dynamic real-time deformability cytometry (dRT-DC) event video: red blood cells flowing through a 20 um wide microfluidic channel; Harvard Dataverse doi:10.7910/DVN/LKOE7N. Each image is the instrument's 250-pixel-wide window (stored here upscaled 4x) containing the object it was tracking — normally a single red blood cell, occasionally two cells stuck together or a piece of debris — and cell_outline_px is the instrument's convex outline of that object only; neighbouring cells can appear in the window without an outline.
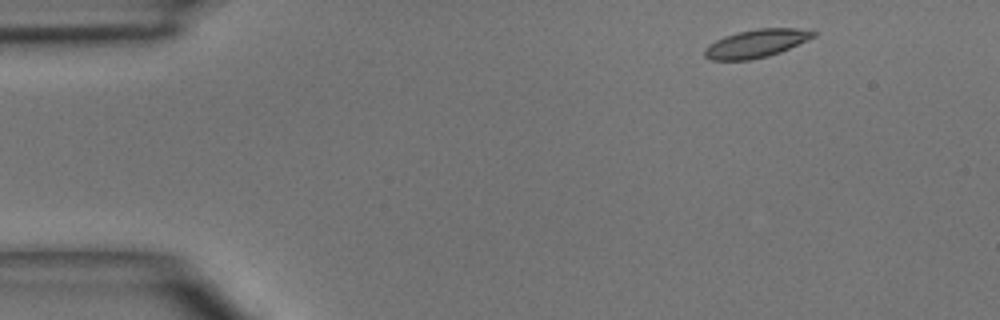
{"species": "common noctule bat (a hibernating species)", "species_latin": "Nyctalus noctula", "temperature_condition": "room temperature", "stored_images_in_passage": 3, "camera_frame_rate_fps": 3000, "um_per_image_px": 0.085, "animal": {"sex": "male", "body_mass_g": 15.6}, "frame": {"image": 1, "passage_image": 1, "time_ms": 0.0, "image_size_px": [1000, 320], "cell_outline_px": [[816, 36], [780, 52], [768, 56], [748, 60], [712, 60], [704, 56], [704, 48], [708, 44], [724, 36], [736, 32], [756, 28], [796, 28], [816, 32]], "centroid_in_image_um": [64.24, 3.69], "position_along_channel_um": 20.8, "area_um2": 17.8}}
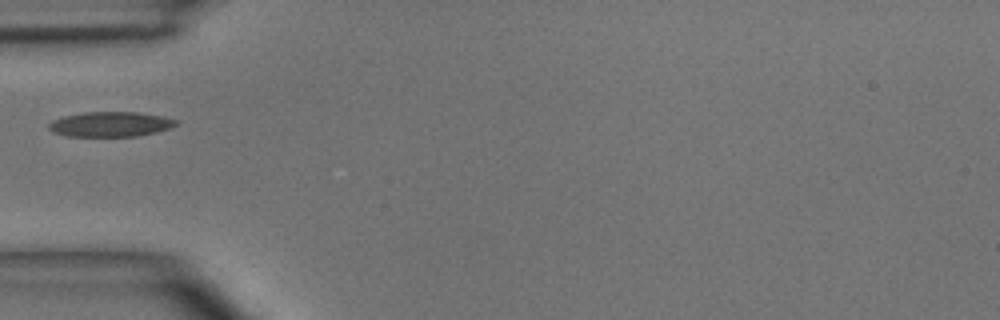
{"frame": {"image": 2, "passage_image": 3, "time_ms": 3.333, "image_size_px": [1000, 320], "cell_outline_px": [[180, 124], [156, 132], [136, 136], [68, 136], [56, 132], [48, 128], [48, 124], [52, 120], [64, 116], [84, 112], [136, 112], [164, 116], [180, 120]], "centroid_in_image_um": [9.44, 10.55], "position_along_channel_um": 75.6, "area_um2": 18.5}}